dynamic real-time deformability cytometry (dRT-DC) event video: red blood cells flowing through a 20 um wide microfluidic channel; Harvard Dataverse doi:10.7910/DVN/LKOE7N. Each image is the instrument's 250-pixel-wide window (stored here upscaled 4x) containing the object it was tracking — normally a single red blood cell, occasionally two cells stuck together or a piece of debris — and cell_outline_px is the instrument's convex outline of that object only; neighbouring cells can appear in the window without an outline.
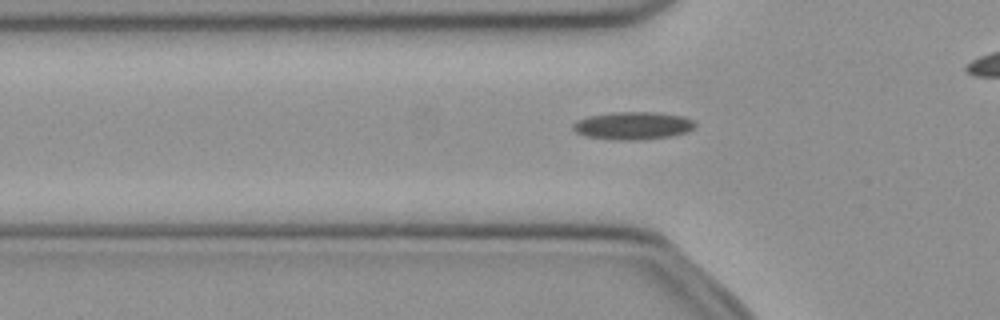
{"species": "common noctule bat (a hibernating species)", "species_latin": "Nyctalus noctula", "temperature_condition": "cold", "stored_images_in_passage": 32, "camera_frame_rate_fps": 3000, "um_per_image_px": 0.085, "animal": {"sex": "female", "body_mass_g": 21.9}, "frame": {"image": 1, "passage_image": 7, "time_ms": 2.0, "image_size_px": [1000, 320], "cell_outline_px": [[696, 124], [688, 132], [672, 136], [640, 140], [616, 140], [584, 136], [576, 132], [572, 128], [572, 124], [576, 120], [588, 116], [612, 112], [660, 112], [684, 116], [692, 120]], "centroid_in_image_um": [53.79, 10.68], "position_along_channel_um": 72.0, "area_um2": 20.0}}
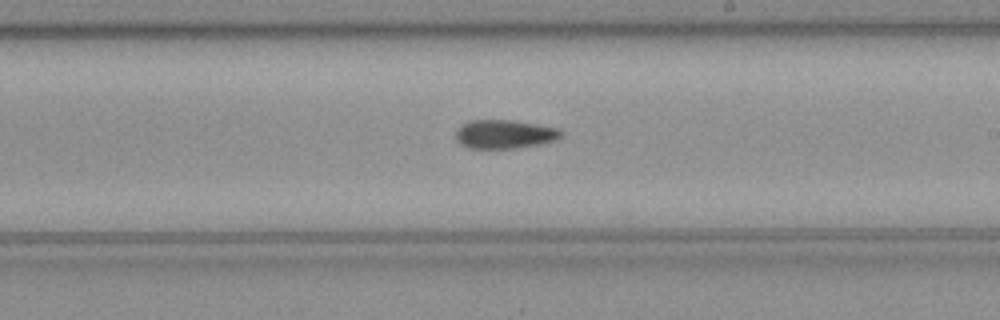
{"frame": {"image": 2, "passage_image": 20, "time_ms": 6.333, "image_size_px": [1000, 320], "cell_outline_px": [[564, 136], [556, 140], [540, 144], [516, 148], [468, 148], [460, 144], [456, 140], [456, 132], [460, 124], [468, 120], [512, 120], [560, 128], [564, 132]], "centroid_in_image_um": [42.91, 11.4], "position_along_channel_um": 246.1, "area_um2": 17.92}}
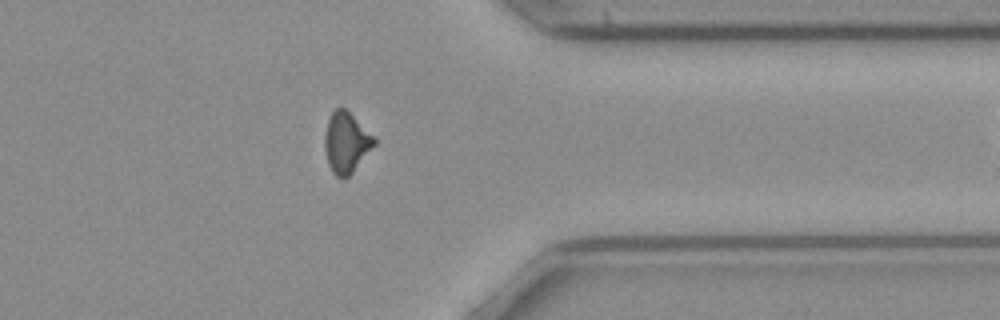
{"frame": {"image": 3, "passage_image": 31, "time_ms": 10.0, "image_size_px": [1000, 320], "cell_outline_px": [[376, 144], [352, 172], [344, 180], [336, 176], [332, 172], [328, 164], [324, 148], [324, 136], [328, 120], [332, 112], [336, 108], [344, 108], [376, 136]], "centroid_in_image_um": [29.44, 12.13], "position_along_channel_um": 382.0, "area_um2": 17.57}}